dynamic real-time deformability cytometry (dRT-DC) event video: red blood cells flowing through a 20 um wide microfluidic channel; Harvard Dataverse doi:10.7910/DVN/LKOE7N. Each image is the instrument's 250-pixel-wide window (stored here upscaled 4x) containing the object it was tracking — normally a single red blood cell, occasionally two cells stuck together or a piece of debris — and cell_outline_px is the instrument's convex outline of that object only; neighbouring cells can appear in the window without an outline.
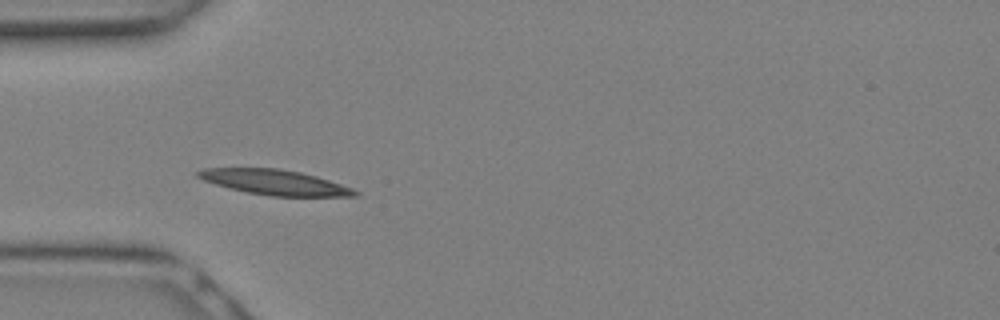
{"species": "Egyptian fruit bat (a non-hibernating species)", "species_latin": "Rousettus aegyptiacus", "temperature_condition": "warm", "stored_images_in_passage": 7, "camera_frame_rate_fps": 3000, "um_per_image_px": 0.085, "animal": {"sex": "female"}, "frame": {"image": 1, "passage_image": 2, "time_ms": 0.333, "image_size_px": [1000, 320], "cell_outline_px": [[360, 192], [356, 196], [272, 196], [248, 192], [228, 188], [204, 180], [196, 176], [196, 172], [204, 168], [276, 168], [300, 172], [316, 176], [352, 188]], "centroid_in_image_um": [23.34, 15.49], "position_along_channel_um": 61.7, "area_um2": 22.72}}
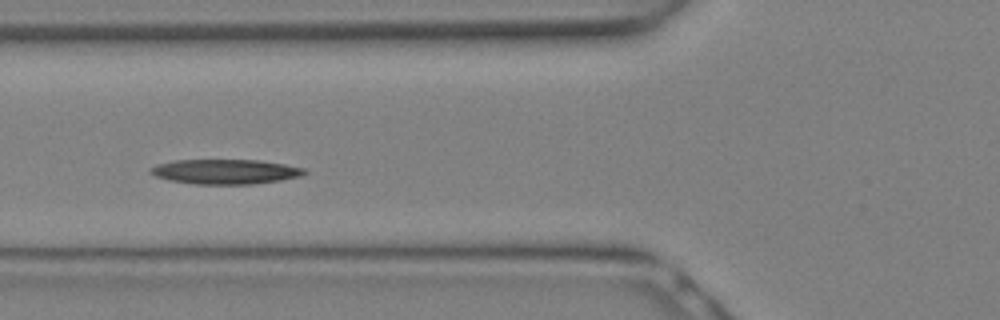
{"frame": {"image": 2, "passage_image": 4, "time_ms": 1.0, "image_size_px": [1000, 320], "cell_outline_px": [[308, 172], [300, 176], [280, 180], [252, 184], [196, 184], [168, 180], [156, 176], [148, 172], [156, 164], [172, 160], [260, 160], [284, 164], [304, 168]], "centroid_in_image_um": [19.14, 14.58], "position_along_channel_um": 106.7, "area_um2": 22.2}}
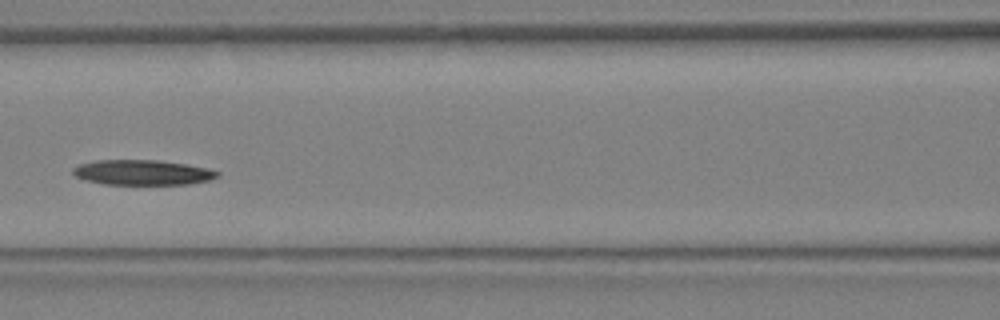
{"frame": {"image": 3, "passage_image": 6, "time_ms": 1.667, "image_size_px": [1000, 320], "cell_outline_px": [[220, 176], [208, 180], [188, 184], [104, 184], [84, 180], [76, 176], [72, 172], [72, 168], [80, 164], [96, 160], [156, 160], [188, 164], [208, 168], [220, 172]], "centroid_in_image_um": [12.12, 14.65], "position_along_channel_um": 154.5, "area_um2": 21.15}}